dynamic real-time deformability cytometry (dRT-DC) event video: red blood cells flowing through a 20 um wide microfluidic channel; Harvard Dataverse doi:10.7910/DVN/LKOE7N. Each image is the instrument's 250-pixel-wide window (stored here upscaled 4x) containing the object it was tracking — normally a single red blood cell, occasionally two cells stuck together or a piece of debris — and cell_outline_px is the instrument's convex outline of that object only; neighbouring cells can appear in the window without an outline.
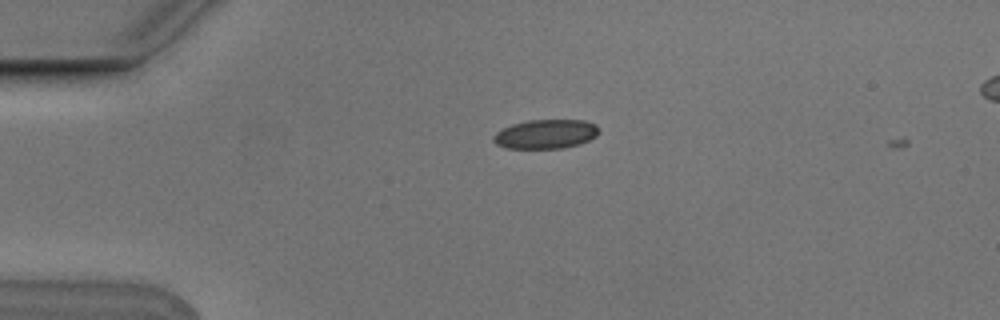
{"species": "Egyptian fruit bat (a non-hibernating species)", "species_latin": "Rousettus aegyptiacus", "temperature_condition": "cold", "stored_images_in_passage": 3, "camera_frame_rate_fps": 3000, "um_per_image_px": 0.085, "animal": {"sex": "male"}, "frame": {"image": 1, "passage_image": 2, "time_ms": 0.333, "image_size_px": [1000, 320], "cell_outline_px": [[600, 132], [596, 136], [580, 144], [564, 148], [508, 148], [496, 144], [492, 140], [492, 136], [496, 132], [512, 124], [528, 120], [584, 120], [596, 124], [600, 128]], "centroid_in_image_um": [46.41, 11.39], "position_along_channel_um": 38.6, "area_um2": 18.03}}